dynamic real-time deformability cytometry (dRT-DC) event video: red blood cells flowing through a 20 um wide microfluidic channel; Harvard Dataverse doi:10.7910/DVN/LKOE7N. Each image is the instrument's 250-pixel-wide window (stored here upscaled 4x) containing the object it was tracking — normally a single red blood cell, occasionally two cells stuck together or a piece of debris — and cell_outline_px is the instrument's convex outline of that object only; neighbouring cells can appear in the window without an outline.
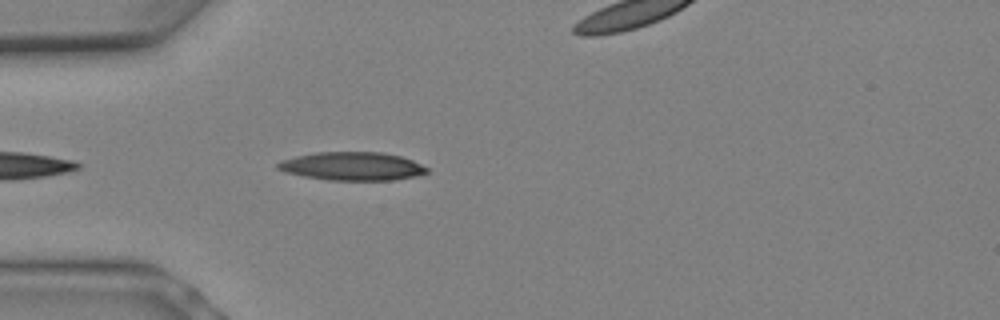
{"species": "Egyptian fruit bat (a non-hibernating species)", "species_latin": "Rousettus aegyptiacus", "temperature_condition": "warm", "stored_images_in_passage": 7, "camera_frame_rate_fps": 3000, "um_per_image_px": 0.085, "animal": {"sex": "female"}, "frame": {"image": 1, "passage_image": 7, "time_ms": 2.0, "image_size_px": [1000, 320], "cell_outline_px": [[428, 172], [416, 176], [392, 180], [328, 180], [304, 176], [284, 172], [276, 168], [276, 164], [280, 160], [296, 156], [316, 152], [380, 152], [400, 156], [412, 160], [428, 168]], "centroid_in_image_um": [29.9, 14.13], "position_along_channel_um": 55.1, "area_um2": 24.62}}